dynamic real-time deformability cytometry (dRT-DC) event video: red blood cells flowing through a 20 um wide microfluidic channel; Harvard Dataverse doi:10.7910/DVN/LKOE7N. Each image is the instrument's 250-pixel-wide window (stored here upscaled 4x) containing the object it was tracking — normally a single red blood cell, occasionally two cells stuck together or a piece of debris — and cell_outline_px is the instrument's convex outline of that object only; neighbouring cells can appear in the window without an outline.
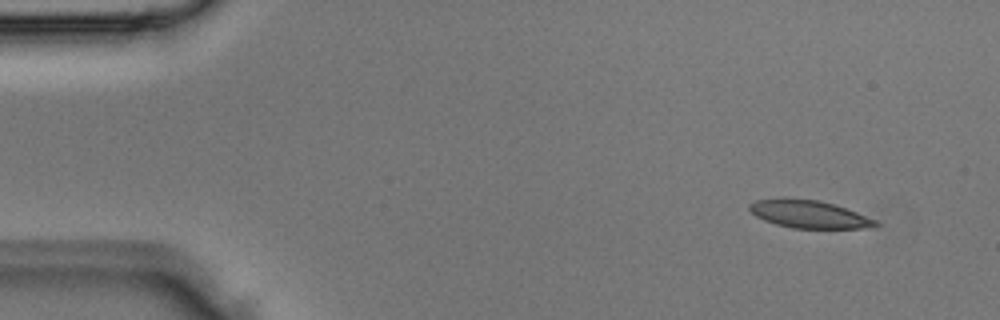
{"species": "Egyptian fruit bat (a non-hibernating species)", "species_latin": "Rousettus aegyptiacus", "temperature_condition": "room temperature", "stored_images_in_passage": 3, "segment_of_instrument_passage": [2, 2], "camera_frame_rate_fps": 3000, "um_per_image_px": 0.085, "animal": {"sex": "male"}, "frame": {"image": 1, "passage_image": 3, "time_ms": 0.667, "image_size_px": [1000, 320], "cell_outline_px": [[880, 224], [864, 228], [792, 228], [776, 224], [764, 220], [756, 216], [748, 208], [748, 204], [756, 200], [784, 196], [816, 200], [832, 204], [856, 212], [876, 220]], "centroid_in_image_um": [68.68, 18.18], "position_along_channel_um": 16.3, "area_um2": 20.4}}